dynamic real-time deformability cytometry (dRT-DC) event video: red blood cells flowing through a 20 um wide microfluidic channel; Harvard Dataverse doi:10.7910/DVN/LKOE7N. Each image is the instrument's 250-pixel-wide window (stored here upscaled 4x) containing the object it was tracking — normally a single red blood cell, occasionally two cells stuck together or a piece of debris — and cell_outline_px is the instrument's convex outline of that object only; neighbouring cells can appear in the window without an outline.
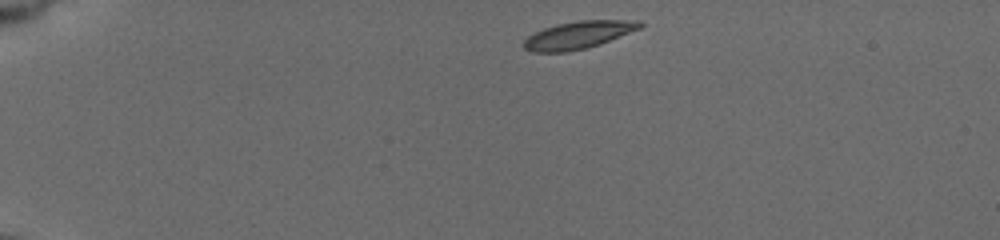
{"species": "common noctule bat (a hibernating species)", "species_latin": "Nyctalus noctula", "temperature_condition": "cold", "stored_images_in_passage": 15, "camera_frame_rate_fps": 3000, "um_per_image_px": 0.085, "animal": {"sex": "female", "body_mass_g": 19.5, "forearm_length_mm": 54.1}, "frame": {"image": 1, "passage_image": 1, "time_ms": 0.0, "image_size_px": [1000, 240], "cell_outline_px": [[644, 24], [640, 28], [600, 44], [588, 48], [568, 52], [532, 52], [524, 48], [520, 44], [528, 36], [544, 28], [556, 24], [580, 20], [640, 20]], "centroid_in_image_um": [49.14, 2.98], "position_along_channel_um": 35.9, "area_um2": 18.73}}
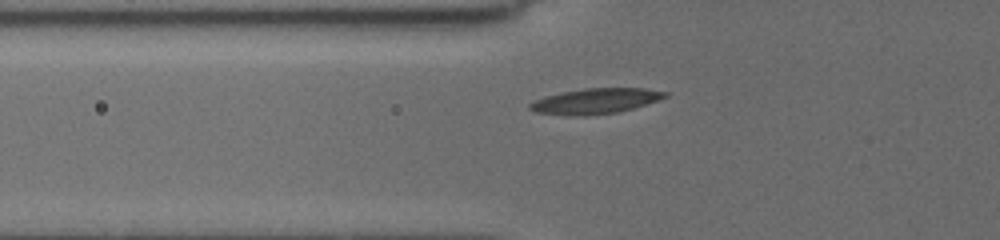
{"frame": {"image": 2, "passage_image": 11, "time_ms": 3.0, "image_size_px": [1000, 240], "cell_outline_px": [[668, 96], [632, 108], [616, 112], [584, 116], [568, 116], [536, 112], [528, 108], [528, 104], [532, 100], [544, 96], [584, 88], [644, 88], [668, 92]], "centroid_in_image_um": [50.54, 8.59], "position_along_channel_um": 75.3, "area_um2": 19.94}}
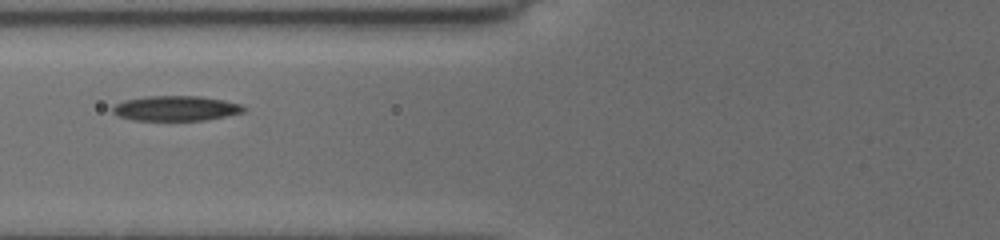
{"frame": {"image": 3, "passage_image": 14, "time_ms": 4.0, "image_size_px": [1000, 240], "cell_outline_px": [[244, 112], [204, 120], [132, 120], [120, 116], [112, 112], [112, 108], [116, 104], [124, 100], [144, 96], [200, 96], [224, 100], [240, 104], [244, 108]], "centroid_in_image_um": [14.92, 9.2], "position_along_channel_um": 110.9, "area_um2": 18.96}}